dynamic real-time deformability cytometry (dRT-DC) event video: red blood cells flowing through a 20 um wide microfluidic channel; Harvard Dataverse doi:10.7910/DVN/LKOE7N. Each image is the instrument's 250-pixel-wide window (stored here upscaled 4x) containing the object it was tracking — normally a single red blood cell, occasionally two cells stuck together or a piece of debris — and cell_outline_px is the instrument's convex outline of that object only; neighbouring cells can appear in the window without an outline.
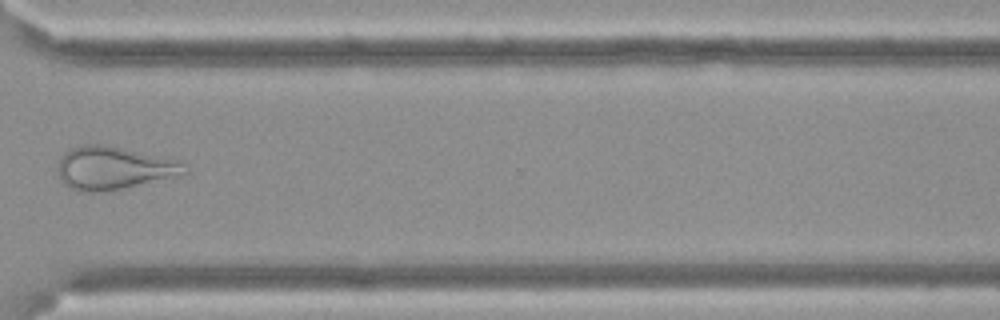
{"species": "Egyptian fruit bat (a non-hibernating species)", "species_latin": "Rousettus aegyptiacus", "temperature_condition": "cold", "stored_images_in_passage": 15, "camera_frame_rate_fps": 3000, "um_per_image_px": 0.085, "frame": {"image": 1, "passage_image": 11, "time_ms": 3.333, "image_size_px": [1000, 320], "cell_outline_px": [[188, 176], [108, 192], [88, 192], [68, 188], [60, 180], [56, 168], [64, 152], [68, 148], [84, 144], [100, 144], [160, 156], [176, 160], [188, 164]], "centroid_in_image_um": [9.74, 14.32], "position_along_channel_um": 360.9, "area_um2": 32.77}}